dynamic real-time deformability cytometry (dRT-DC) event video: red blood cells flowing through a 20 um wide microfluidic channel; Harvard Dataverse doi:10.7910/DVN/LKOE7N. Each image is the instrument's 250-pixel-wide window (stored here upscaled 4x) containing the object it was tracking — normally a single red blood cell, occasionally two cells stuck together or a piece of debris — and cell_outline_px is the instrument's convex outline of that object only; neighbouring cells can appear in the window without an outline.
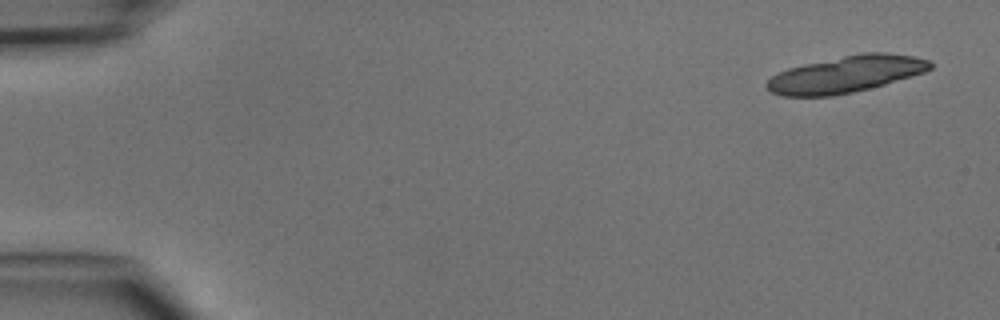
{"species": "common noctule bat (a hibernating species)", "species_latin": "Nyctalus noctula", "temperature_condition": "cold", "stored_images_in_passage": 5, "segment_of_instrument_passage": [1, 2], "camera_frame_rate_fps": 3000, "um_per_image_px": 0.085, "animal": {"sex": "male", "body_mass_g": 15.6}, "frame": {"image": 1, "passage_image": 1, "time_ms": 0.0, "image_size_px": [1000, 320], "cell_outline_px": [[932, 68], [924, 72], [884, 84], [852, 92], [832, 96], [784, 96], [772, 92], [764, 84], [772, 76], [788, 68], [804, 64], [864, 52], [888, 52], [912, 56], [928, 60], [932, 64]], "centroid_in_image_um": [71.9, 6.31], "position_along_channel_um": 13.1, "area_um2": 34.45}}